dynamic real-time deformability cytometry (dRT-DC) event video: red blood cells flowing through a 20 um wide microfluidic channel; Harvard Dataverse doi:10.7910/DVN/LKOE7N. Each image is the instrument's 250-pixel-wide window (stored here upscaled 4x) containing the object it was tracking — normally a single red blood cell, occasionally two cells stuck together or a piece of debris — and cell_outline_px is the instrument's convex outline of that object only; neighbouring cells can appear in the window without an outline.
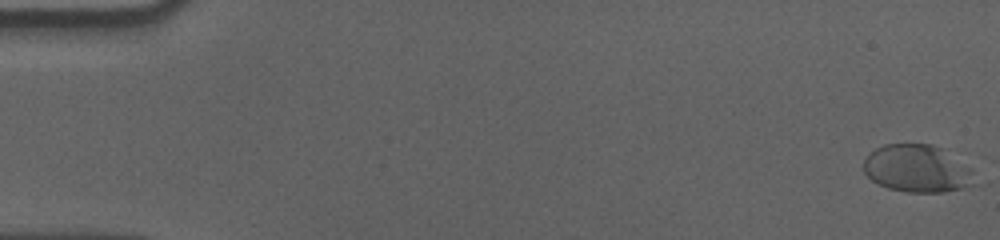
{"species": "human", "species_latin": "Homo sapiens", "temperature_condition": "cold", "stored_images_in_passage": 58, "camera_frame_rate_fps": 3000, "um_per_image_px": 0.085, "donor": {"sex": "male"}, "frame": {"image": 1, "passage_image": 1, "time_ms": 0.0, "image_size_px": [1000, 240], "cell_outline_px": [[980, 184], [944, 192], [908, 192], [888, 188], [872, 180], [864, 172], [864, 160], [876, 148], [884, 144], [932, 144], [940, 148], [968, 168], [972, 172]], "centroid_in_image_um": [77.97, 14.35], "position_along_channel_um": 7.0, "area_um2": 30.4}}
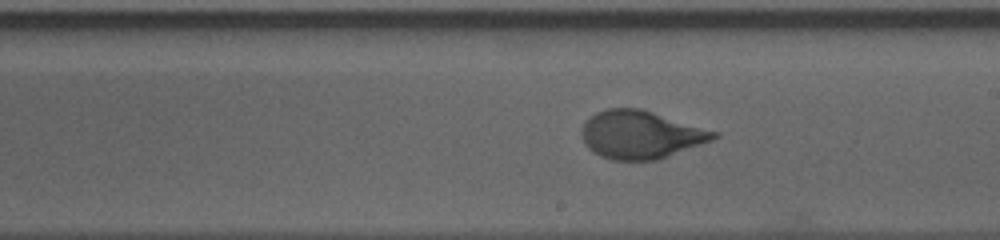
{"frame": {"image": 2, "passage_image": 34, "time_ms": 11.0, "image_size_px": [1000, 240], "cell_outline_px": [[720, 136], [712, 140], [656, 160], [612, 160], [600, 156], [592, 152], [584, 144], [580, 132], [584, 120], [596, 112], [604, 108], [640, 108], [720, 132]], "centroid_in_image_um": [54.42, 11.43], "position_along_channel_um": 234.6, "area_um2": 37.17}}
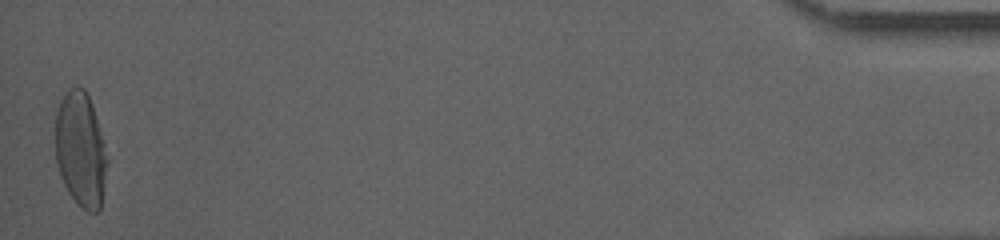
{"frame": {"image": 3, "passage_image": 58, "time_ms": 19.0, "image_size_px": [1000, 240], "cell_outline_px": [[108, 160], [100, 208], [96, 212], [88, 212], [68, 192], [60, 176], [56, 160], [56, 112], [60, 100], [68, 88], [76, 84], [84, 88], [92, 104], [96, 116]], "centroid_in_image_um": [6.84, 12.66], "position_along_channel_um": 428.4, "area_um2": 34.51}, "authors_computed_cell_mechanics": {"area_um2": 35.3158, "velocity_mm_per_s": 3.5518, "shape_relaxation_time_tau1_ms": 4.6023, "shape_relaxation_time_tau2_ms": null, "deformation_change_tau1": 0.1806, "deformation_change_tau2": null}}